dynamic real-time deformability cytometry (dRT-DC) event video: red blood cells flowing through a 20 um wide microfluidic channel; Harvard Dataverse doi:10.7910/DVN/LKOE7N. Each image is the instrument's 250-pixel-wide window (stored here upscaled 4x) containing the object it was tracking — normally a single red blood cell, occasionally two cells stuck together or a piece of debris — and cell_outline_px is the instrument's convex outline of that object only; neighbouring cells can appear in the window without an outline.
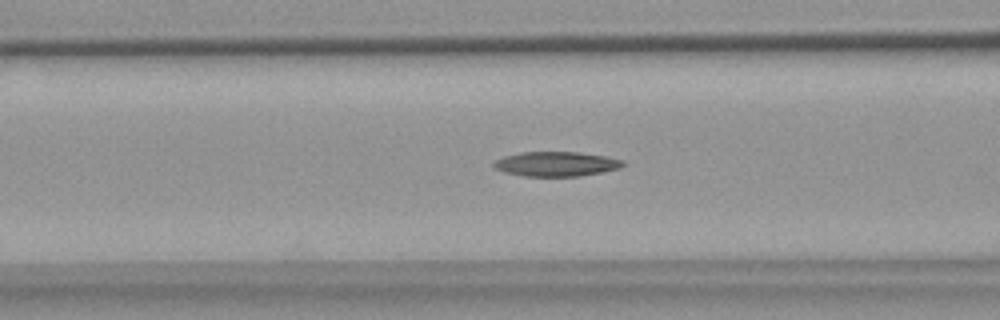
{"species": "common noctule bat (a hibernating species)", "species_latin": "Nyctalus noctula", "temperature_condition": "warm", "stored_images_in_passage": 50, "camera_frame_rate_fps": 3000, "um_per_image_px": 0.085, "animal": {"sex": "female", "body_mass_g": 18.4}, "frame": {"image": 1, "passage_image": 21, "time_ms": 6.667, "image_size_px": [1000, 320], "cell_outline_px": [[624, 164], [620, 168], [580, 176], [524, 176], [504, 172], [496, 168], [492, 164], [496, 160], [504, 156], [520, 152], [576, 152], [604, 156], [624, 160]], "centroid_in_image_um": [47.26, 13.93], "position_along_channel_um": 119.3, "area_um2": 18.38}}
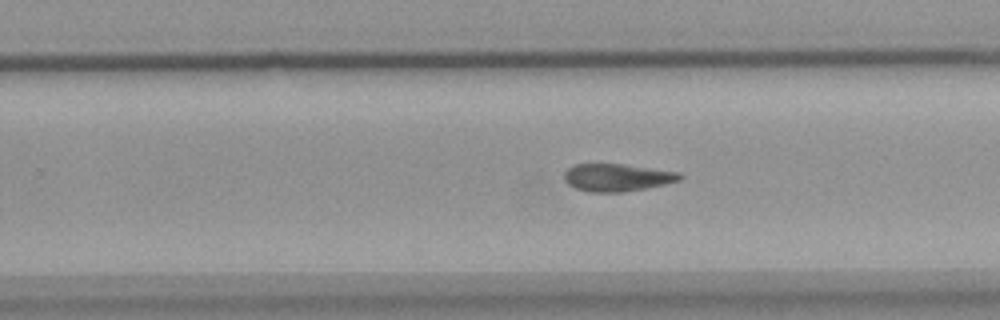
{"frame": {"image": 2, "passage_image": 34, "time_ms": 11.0, "image_size_px": [1000, 320], "cell_outline_px": [[684, 176], [680, 180], [664, 184], [644, 188], [620, 192], [592, 192], [576, 188], [568, 184], [564, 180], [564, 172], [572, 164], [624, 164], [680, 172]], "centroid_in_image_um": [52.44, 15.07], "position_along_channel_um": 277.4, "area_um2": 18.5}}
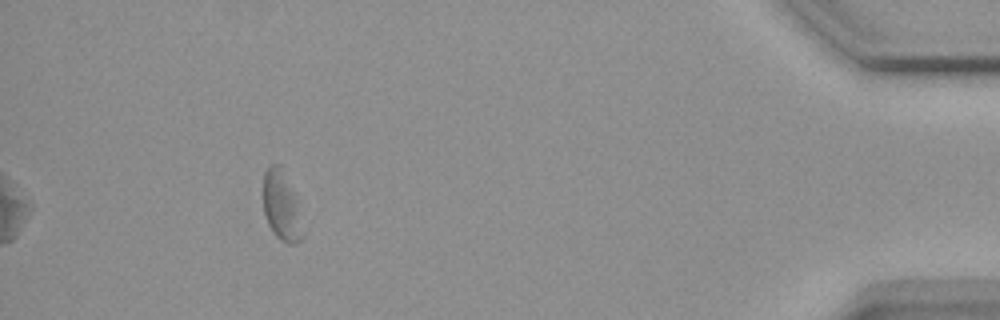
{"frame": {"image": 3, "passage_image": 50, "time_ms": 16.333, "image_size_px": [1000, 320], "cell_outline_px": [[304, 236], [296, 244], [288, 244], [280, 240], [276, 236], [268, 224], [264, 212], [264, 172], [272, 164], [280, 164], [296, 196]], "centroid_in_image_um": [23.94, 17.53], "position_along_channel_um": 411.3, "area_um2": 15.95}, "authors_computed_cell_mechanics": {"area_um2": 19.4497, "velocity_mm_per_s": 3.6652, "shape_relaxation_time_tau1_ms": 8.7884, "shape_relaxation_time_tau2_ms": null, "deformation_change_tau1": 0.1641, "deformation_change_tau2": null}}